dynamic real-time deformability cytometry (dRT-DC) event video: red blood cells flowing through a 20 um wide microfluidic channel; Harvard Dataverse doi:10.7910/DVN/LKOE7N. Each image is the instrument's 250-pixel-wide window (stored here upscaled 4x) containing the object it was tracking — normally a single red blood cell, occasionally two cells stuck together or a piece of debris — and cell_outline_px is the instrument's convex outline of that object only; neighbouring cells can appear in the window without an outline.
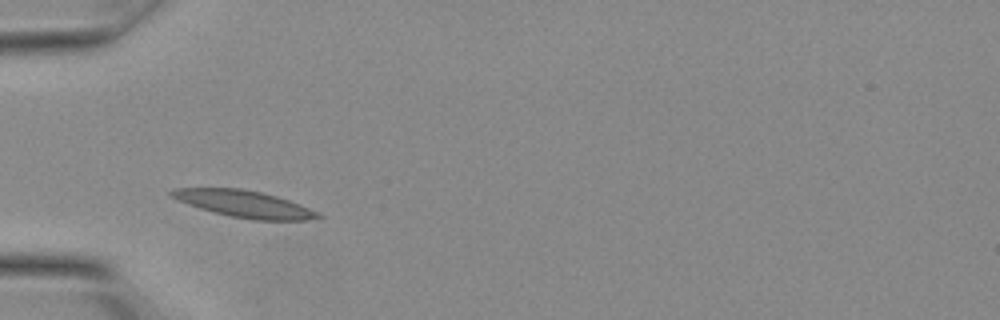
{"species": "Egyptian fruit bat (a non-hibernating species)", "species_latin": "Rousettus aegyptiacus", "temperature_condition": "warm", "stored_images_in_passage": 16, "camera_frame_rate_fps": 3000, "um_per_image_px": 0.085, "animal": {"sex": "female"}, "frame": {"image": 1, "passage_image": 4, "time_ms": 1.0, "image_size_px": [1000, 320], "cell_outline_px": [[324, 216], [304, 220], [252, 220], [232, 216], [200, 208], [188, 204], [172, 196], [168, 192], [176, 188], [240, 188], [260, 192], [276, 196], [300, 204]], "centroid_in_image_um": [20.76, 17.33], "position_along_channel_um": 64.2, "area_um2": 22.37}}
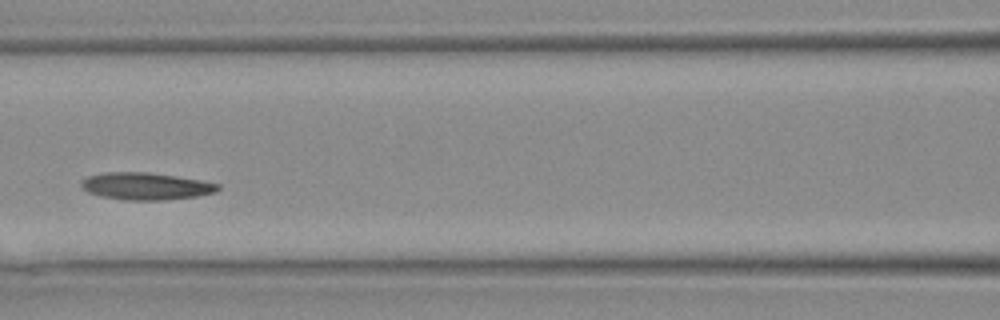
{"frame": {"image": 2, "passage_image": 8, "time_ms": 2.333, "image_size_px": [1000, 320], "cell_outline_px": [[220, 188], [216, 192], [196, 196], [164, 200], [128, 200], [100, 196], [88, 192], [80, 184], [88, 176], [104, 172], [148, 172], [176, 176], [200, 180], [220, 184]], "centroid_in_image_um": [12.41, 15.82], "position_along_channel_um": 154.2, "area_um2": 21.5}}
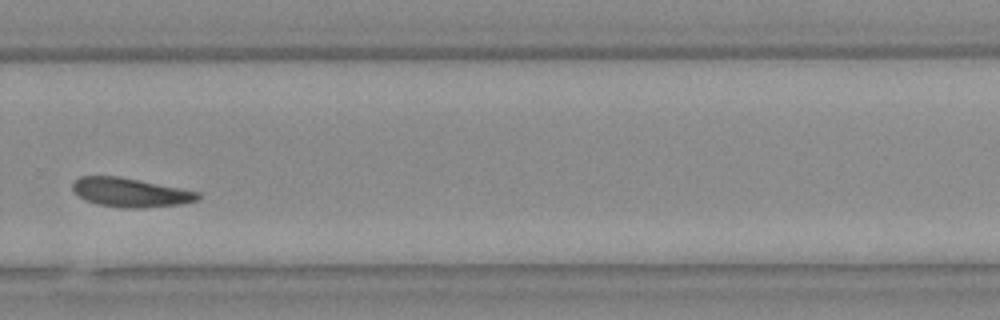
{"frame": {"image": 3, "passage_image": 15, "time_ms": 4.667, "image_size_px": [1000, 320], "cell_outline_px": [[200, 200], [184, 204], [144, 208], [124, 208], [96, 204], [84, 200], [72, 192], [72, 180], [80, 176], [120, 176], [200, 192]], "centroid_in_image_um": [11.06, 16.36], "position_along_channel_um": 318.7, "area_um2": 21.62}}